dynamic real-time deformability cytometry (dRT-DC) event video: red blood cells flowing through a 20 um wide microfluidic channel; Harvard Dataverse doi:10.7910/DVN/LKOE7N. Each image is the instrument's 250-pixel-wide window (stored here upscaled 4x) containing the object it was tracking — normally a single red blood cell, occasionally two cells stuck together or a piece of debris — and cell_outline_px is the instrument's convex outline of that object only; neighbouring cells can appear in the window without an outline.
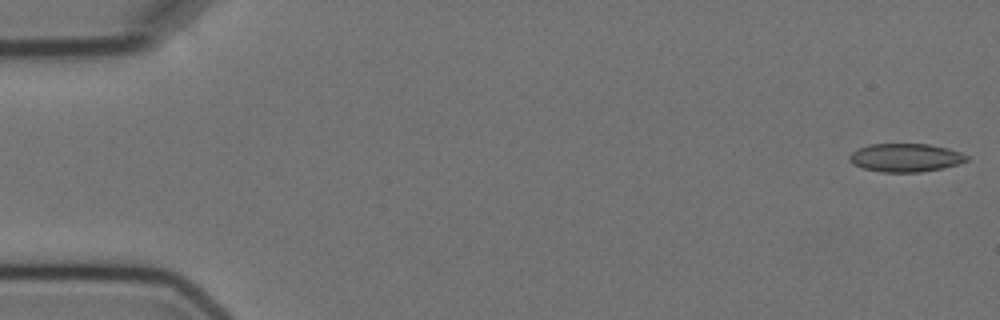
{"species": "Egyptian fruit bat (a non-hibernating species)", "species_latin": "Rousettus aegyptiacus", "temperature_condition": "cold", "stored_images_in_passage": 6, "camera_frame_rate_fps": 3000, "um_per_image_px": 0.085, "animal": {"sex": "female"}, "frame": {"image": 1, "passage_image": 1, "time_ms": 0.0, "image_size_px": [1000, 320], "cell_outline_px": [[968, 160], [960, 164], [920, 172], [880, 172], [864, 168], [852, 164], [848, 160], [848, 156], [852, 152], [868, 144], [928, 144], [948, 148], [960, 152], [968, 156]], "centroid_in_image_um": [76.95, 13.4], "position_along_channel_um": 8.0, "area_um2": 19.36}}
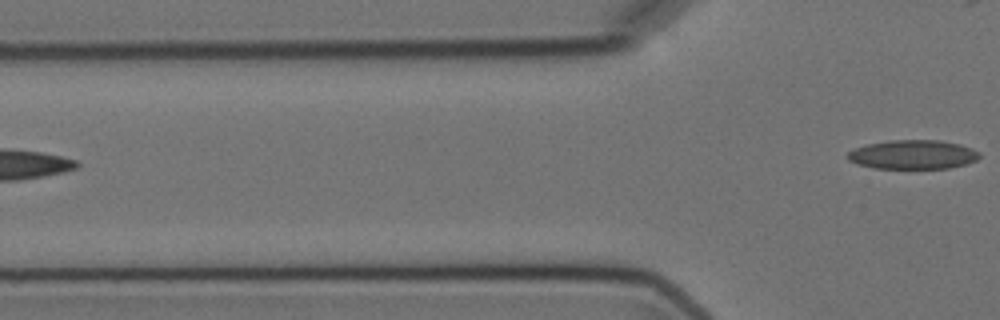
{"frame": {"image": 2, "passage_image": 6, "time_ms": 7.0, "image_size_px": [1000, 320], "cell_outline_px": [[980, 156], [976, 160], [964, 164], [948, 168], [876, 168], [856, 164], [848, 160], [848, 152], [856, 148], [868, 144], [888, 140], [940, 140], [960, 144], [972, 148], [980, 152]], "centroid_in_image_um": [77.61, 13.13], "position_along_channel_um": 48.2, "area_um2": 22.25}}